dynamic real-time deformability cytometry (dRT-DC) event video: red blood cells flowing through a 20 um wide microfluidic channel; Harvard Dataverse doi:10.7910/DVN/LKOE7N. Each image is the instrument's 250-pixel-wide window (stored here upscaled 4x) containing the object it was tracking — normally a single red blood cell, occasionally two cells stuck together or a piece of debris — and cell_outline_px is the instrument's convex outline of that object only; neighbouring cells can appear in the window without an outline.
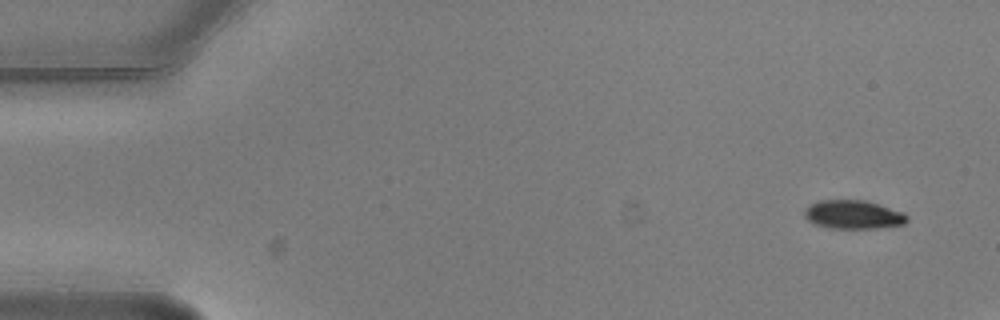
{"species": "common noctule bat (a hibernating species)", "species_latin": "Nyctalus noctula", "temperature_condition": "warm", "stored_images_in_passage": 5, "camera_frame_rate_fps": 3000, "um_per_image_px": 0.085, "animal": {"sex": "male", "body_mass_g": 20.5, "forearm_length_mm": 52.5}, "frame": {"image": 1, "passage_image": 1, "time_ms": 0.0, "image_size_px": [1000, 320], "cell_outline_px": [[908, 220], [904, 224], [876, 228], [828, 228], [816, 224], [808, 220], [804, 216], [804, 208], [808, 204], [820, 200], [864, 200], [904, 212], [908, 216]], "centroid_in_image_um": [72.5, 18.23], "position_along_channel_um": 12.5, "area_um2": 17.17}}